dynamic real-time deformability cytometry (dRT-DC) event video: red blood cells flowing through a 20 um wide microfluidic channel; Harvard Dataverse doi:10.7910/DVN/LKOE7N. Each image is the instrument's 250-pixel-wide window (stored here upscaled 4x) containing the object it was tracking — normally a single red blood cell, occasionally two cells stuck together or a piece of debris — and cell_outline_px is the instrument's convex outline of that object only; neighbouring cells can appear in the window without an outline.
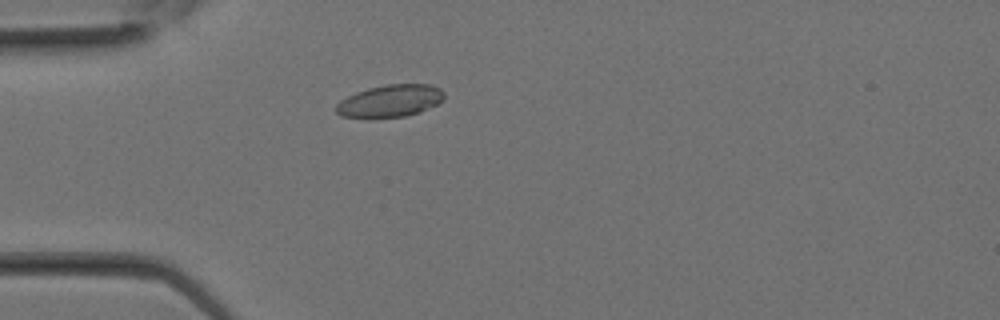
{"species": "Egyptian fruit bat (a non-hibernating species)", "species_latin": "Rousettus aegyptiacus", "temperature_condition": "room temperature", "stored_images_in_passage": 27, "camera_frame_rate_fps": 3000, "um_per_image_px": 0.085, "animal": {"sex": "female"}, "frame": {"image": 1, "passage_image": 7, "time_ms": 2.0, "image_size_px": [1000, 320], "cell_outline_px": [[444, 96], [436, 104], [420, 112], [404, 116], [340, 116], [336, 112], [336, 104], [340, 100], [356, 92], [368, 88], [388, 84], [432, 84], [440, 88], [444, 92]], "centroid_in_image_um": [33.17, 8.54], "position_along_channel_um": 51.8, "area_um2": 19.83}}
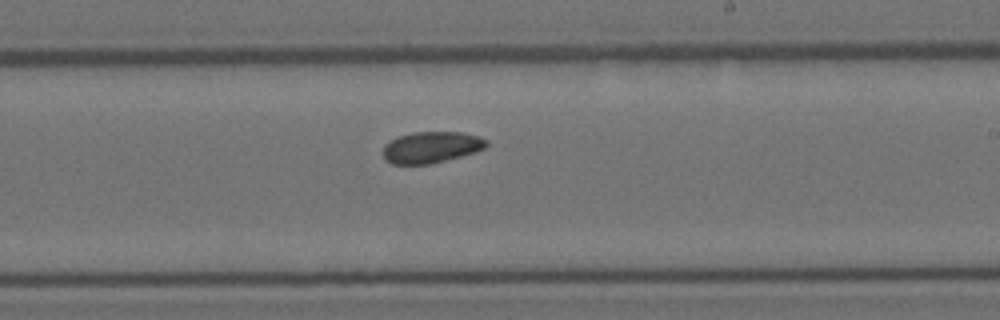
{"frame": {"image": 2, "passage_image": 16, "time_ms": 5.0, "image_size_px": [1000, 320], "cell_outline_px": [[488, 144], [484, 148], [476, 152], [432, 164], [392, 164], [384, 160], [384, 144], [400, 136], [412, 132], [460, 132], [480, 136], [488, 140]], "centroid_in_image_um": [36.68, 12.52], "position_along_channel_um": 252.3, "area_um2": 18.96}}
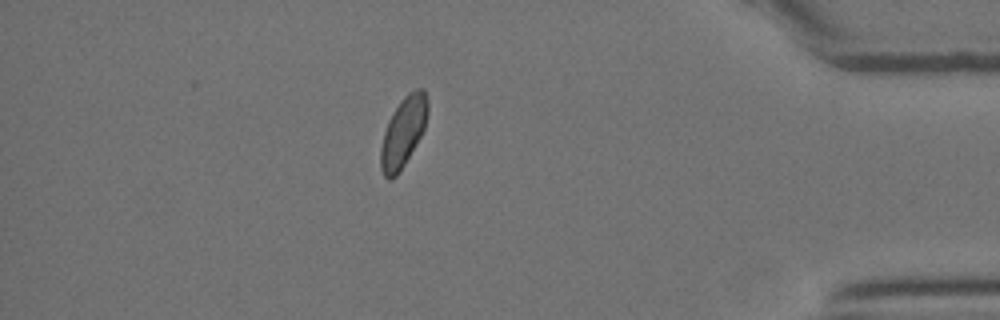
{"frame": {"image": 3, "passage_image": 24, "time_ms": 7.667, "image_size_px": [1000, 320], "cell_outline_px": [[428, 112], [424, 128], [420, 136], [400, 172], [392, 180], [388, 180], [384, 176], [380, 168], [380, 148], [384, 132], [388, 120], [392, 112], [400, 100], [408, 92], [416, 88], [424, 88], [428, 100]], "centroid_in_image_um": [34.26, 11.21], "position_along_channel_um": 400.9, "area_um2": 19.31}}